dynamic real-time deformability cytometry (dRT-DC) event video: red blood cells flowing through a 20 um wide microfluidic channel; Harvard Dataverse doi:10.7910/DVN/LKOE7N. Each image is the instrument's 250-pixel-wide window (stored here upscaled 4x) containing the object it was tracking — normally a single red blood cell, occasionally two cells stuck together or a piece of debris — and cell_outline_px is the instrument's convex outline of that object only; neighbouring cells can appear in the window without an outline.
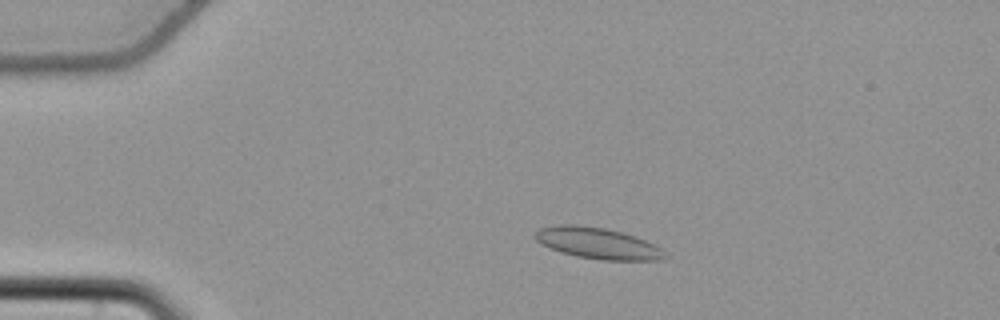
{"species": "common noctule bat (a hibernating species)", "species_latin": "Nyctalus noctula", "temperature_condition": "cold", "stored_images_in_passage": 54, "camera_frame_rate_fps": 3000, "um_per_image_px": 0.085, "animal": {"sex": "female", "body_mass_g": 22.7, "forearm_length_mm": 54.2}, "frame": {"image": 1, "passage_image": 10, "time_ms": 3.0, "image_size_px": [1000, 320], "cell_outline_px": [[668, 256], [660, 260], [600, 260], [576, 256], [560, 252], [536, 240], [536, 232], [540, 228], [560, 224], [572, 224], [604, 228], [620, 232], [644, 240], [660, 248]], "centroid_in_image_um": [50.8, 20.68], "position_along_channel_um": 34.2, "area_um2": 23.12}}
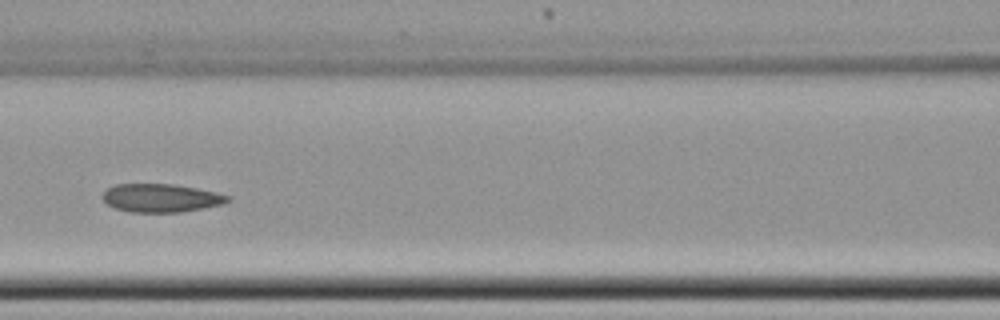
{"frame": {"image": 2, "passage_image": 24, "time_ms": 7.667, "image_size_px": [1000, 320], "cell_outline_px": [[232, 200], [224, 204], [180, 212], [132, 212], [116, 208], [108, 204], [100, 196], [104, 188], [116, 184], [172, 184], [196, 188], [216, 192], [232, 196]], "centroid_in_image_um": [13.68, 16.82], "position_along_channel_um": 152.9, "area_um2": 20.81}}
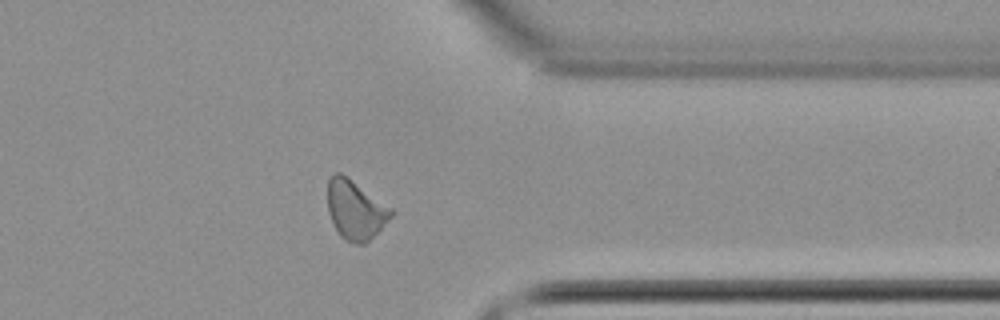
{"frame": {"image": 3, "passage_image": 43, "time_ms": 14.0, "image_size_px": [1000, 320], "cell_outline_px": [[396, 212], [364, 244], [356, 244], [344, 240], [340, 236], [328, 212], [328, 176], [336, 172], [340, 172], [352, 180], [392, 208]], "centroid_in_image_um": [30.19, 17.82], "position_along_channel_um": 381.2, "area_um2": 21.68}}